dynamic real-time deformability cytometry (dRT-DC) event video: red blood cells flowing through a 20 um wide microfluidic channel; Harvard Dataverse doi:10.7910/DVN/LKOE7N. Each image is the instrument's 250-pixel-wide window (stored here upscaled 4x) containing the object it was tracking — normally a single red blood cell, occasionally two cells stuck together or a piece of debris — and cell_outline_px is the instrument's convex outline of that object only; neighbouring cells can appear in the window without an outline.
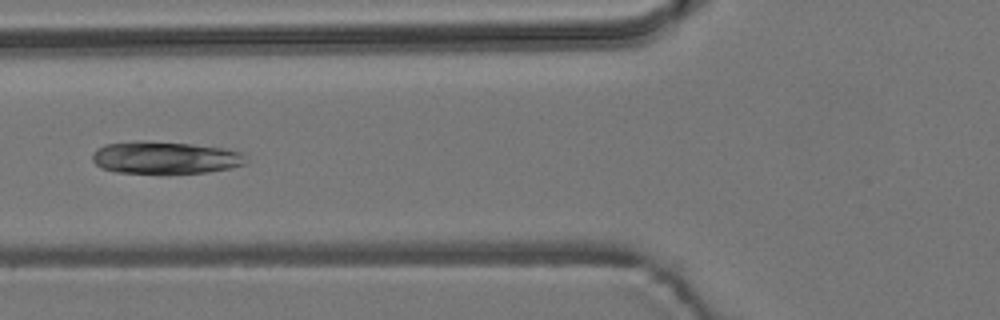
{"species": "common noctule bat (a hibernating species)", "species_latin": "Nyctalus noctula", "temperature_condition": "room temperature", "stored_images_in_passage": 6, "camera_frame_rate_fps": 3000, "um_per_image_px": 0.085, "animal": {"sex": "male", "body_mass_g": 19.2, "forearm_length_mm": 51.8}, "frame": {"image": 1, "passage_image": 3, "time_ms": 2.333, "image_size_px": [1000, 320], "cell_outline_px": [[248, 160], [244, 164], [228, 168], [208, 172], [160, 176], [116, 172], [100, 168], [92, 160], [92, 152], [96, 148], [104, 144], [140, 140], [144, 140], [192, 144], [224, 148], [240, 152], [248, 156]], "centroid_in_image_um": [13.99, 13.43], "position_along_channel_um": 111.8, "area_um2": 30.23}}
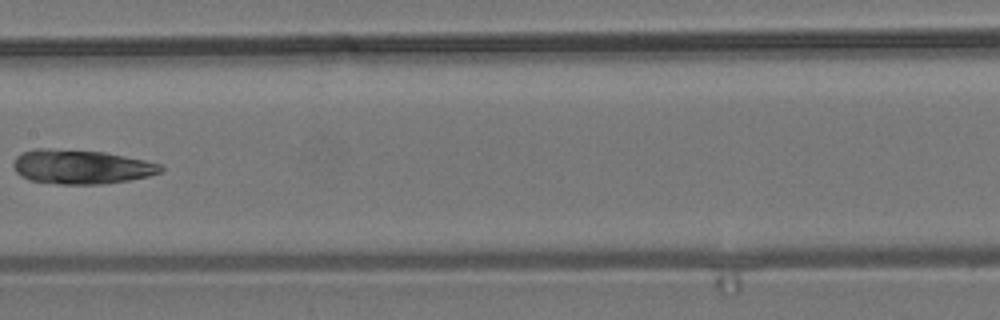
{"frame": {"image": 2, "passage_image": 5, "time_ms": 4.667, "image_size_px": [1000, 320], "cell_outline_px": [[164, 168], [160, 172], [148, 176], [128, 180], [100, 184], [60, 184], [28, 180], [20, 176], [16, 172], [12, 164], [16, 156], [20, 152], [36, 148], [48, 148], [104, 152], [144, 160], [160, 164]], "centroid_in_image_um": [6.83, 14.17], "position_along_channel_um": 200.6, "area_um2": 29.42}}
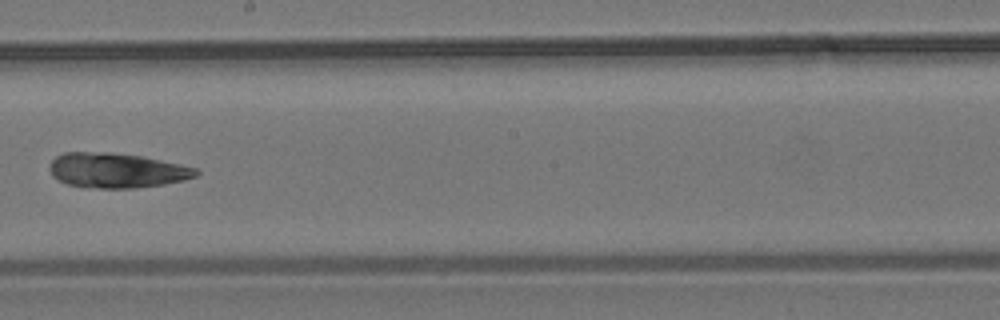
{"frame": {"image": 3, "passage_image": 6, "time_ms": 5.667, "image_size_px": [1000, 320], "cell_outline_px": [[200, 172], [196, 176], [184, 180], [164, 184], [136, 188], [96, 188], [68, 184], [52, 176], [48, 168], [52, 160], [56, 156], [64, 152], [108, 152], [144, 156], [180, 164], [196, 168]], "centroid_in_image_um": [9.92, 14.48], "position_along_channel_um": 238.3, "area_um2": 29.82}}